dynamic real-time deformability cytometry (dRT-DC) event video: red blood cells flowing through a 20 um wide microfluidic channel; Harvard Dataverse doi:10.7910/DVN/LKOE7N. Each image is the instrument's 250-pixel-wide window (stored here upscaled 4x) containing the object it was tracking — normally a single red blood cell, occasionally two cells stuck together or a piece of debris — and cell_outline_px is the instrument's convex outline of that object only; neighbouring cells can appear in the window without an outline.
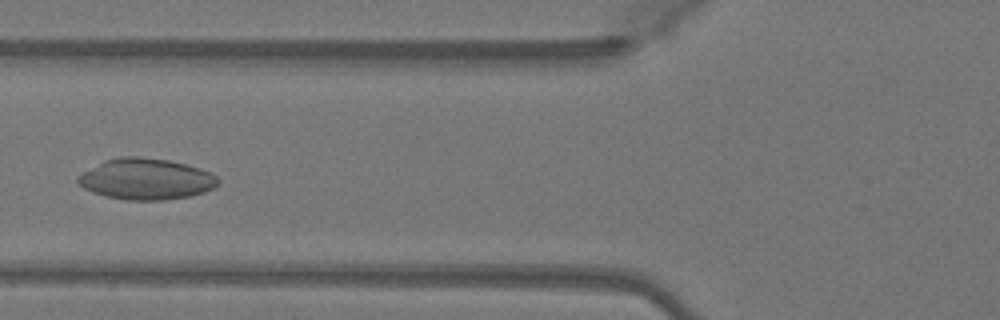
{"species": "Egyptian fruit bat (a non-hibernating species)", "species_latin": "Rousettus aegyptiacus", "temperature_condition": "warm", "stored_images_in_passage": 35, "camera_frame_rate_fps": 3000, "um_per_image_px": 0.085, "animal": {"sex": "female"}, "frame": {"image": 1, "passage_image": 9, "time_ms": 2.667, "image_size_px": [1000, 320], "cell_outline_px": [[220, 184], [204, 192], [188, 196], [160, 200], [124, 200], [104, 196], [92, 192], [84, 188], [76, 180], [76, 176], [104, 160], [120, 156], [140, 156], [168, 160], [200, 168], [212, 172], [220, 180]], "centroid_in_image_um": [12.41, 15.21], "position_along_channel_um": 113.4, "area_um2": 33.7}}
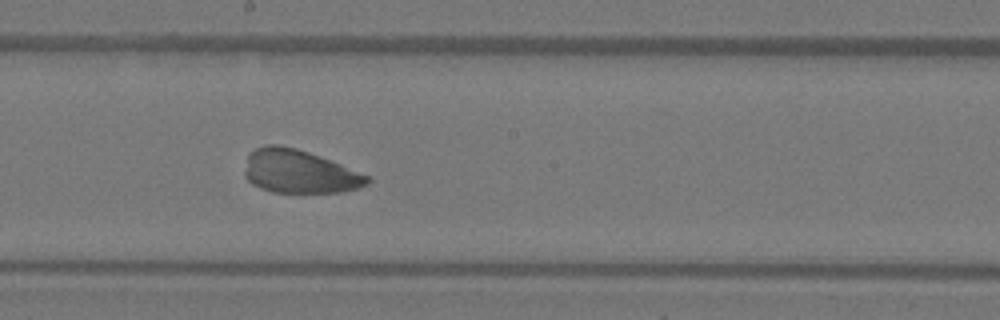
{"frame": {"image": 2, "passage_image": 17, "time_ms": 5.333, "image_size_px": [1000, 320], "cell_outline_px": [[372, 180], [368, 184], [360, 188], [344, 192], [272, 192], [260, 188], [252, 184], [244, 176], [244, 172], [248, 156], [256, 148], [264, 144], [276, 144], [296, 148], [320, 156], [372, 176]], "centroid_in_image_um": [25.48, 14.59], "position_along_channel_um": 222.7, "area_um2": 31.21}}
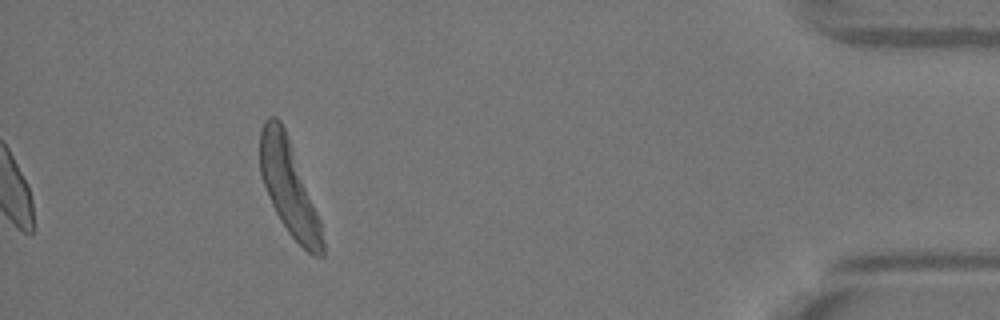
{"frame": {"image": 3, "passage_image": 35, "time_ms": 11.333, "image_size_px": [1000, 320], "cell_outline_px": [[324, 256], [312, 256], [288, 232], [280, 220], [272, 204], [260, 176], [260, 128], [264, 120], [268, 116], [276, 116], [280, 120], [284, 128], [320, 220], [324, 240]], "centroid_in_image_um": [24.54, 15.94], "position_along_channel_um": 410.7, "area_um2": 33.7}}